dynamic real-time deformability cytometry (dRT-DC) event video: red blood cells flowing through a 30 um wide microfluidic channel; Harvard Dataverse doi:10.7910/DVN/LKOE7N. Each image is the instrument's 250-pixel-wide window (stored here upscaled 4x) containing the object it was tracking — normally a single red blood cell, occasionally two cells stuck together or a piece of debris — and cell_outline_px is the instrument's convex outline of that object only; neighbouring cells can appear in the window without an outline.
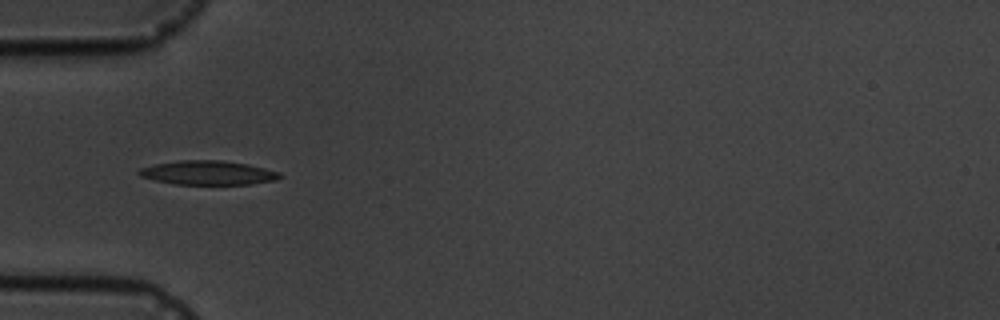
{"species": "common noctule bat (a hibernating species)", "species_latin": "Nyctalus noctula", "temperature_condition": "cold", "stored_images_in_passage": 16, "camera_frame_rate_fps": 3000, "um_per_image_px": 0.085, "animal": {"sex": "male", "body_mass_g": 19.5, "forearm_length_mm": 54.6}, "frame": {"image": 1, "passage_image": 5, "time_ms": 5.333, "image_size_px": [1000, 320], "cell_outline_px": [[284, 176], [276, 180], [252, 184], [172, 184], [140, 176], [136, 172], [140, 168], [156, 164], [180, 160], [220, 160], [248, 164], [280, 172]], "centroid_in_image_um": [17.7, 14.68], "position_along_channel_um": 67.3, "area_um2": 19.77}}
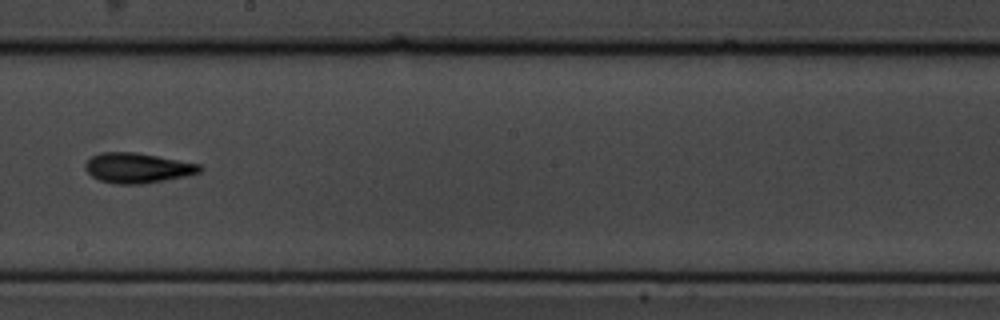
{"frame": {"image": 2, "passage_image": 9, "time_ms": 10.0, "image_size_px": [1000, 320], "cell_outline_px": [[204, 168], [200, 172], [184, 176], [140, 184], [116, 184], [100, 180], [92, 176], [84, 168], [84, 164], [92, 156], [100, 152], [136, 152], [200, 164]], "centroid_in_image_um": [11.66, 14.26], "position_along_channel_um": 236.5, "area_um2": 19.88}}
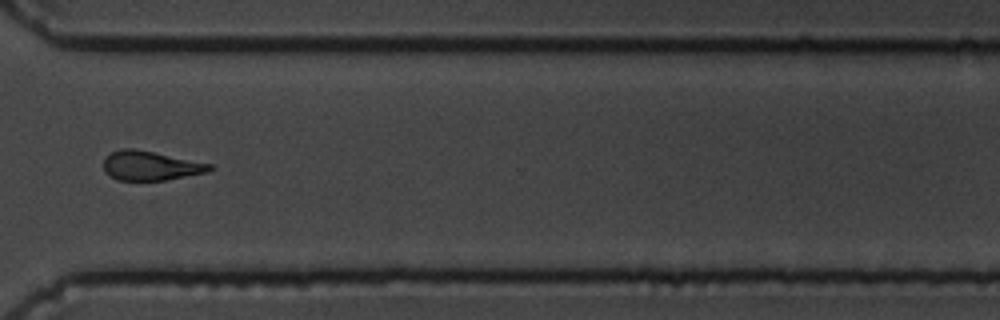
{"frame": {"image": 3, "passage_image": 12, "time_ms": 13.333, "image_size_px": [1000, 320], "cell_outline_px": [[212, 168], [208, 172], [164, 180], [116, 180], [104, 172], [104, 160], [112, 152], [120, 148], [132, 148], [212, 164]], "centroid_in_image_um": [12.76, 14.09], "position_along_channel_um": 357.8, "area_um2": 17.86}, "authors_computed_cell_mechanics": {"area_um2": 18.8139, "velocity_mm_per_s": 3.6505, "shape_relaxation_time_tau1_ms": 2.9751, "shape_relaxation_time_tau2_ms": 6.7877, "deformation_change_tau1": 0.1187, "deformation_change_tau2": 0.1704}}